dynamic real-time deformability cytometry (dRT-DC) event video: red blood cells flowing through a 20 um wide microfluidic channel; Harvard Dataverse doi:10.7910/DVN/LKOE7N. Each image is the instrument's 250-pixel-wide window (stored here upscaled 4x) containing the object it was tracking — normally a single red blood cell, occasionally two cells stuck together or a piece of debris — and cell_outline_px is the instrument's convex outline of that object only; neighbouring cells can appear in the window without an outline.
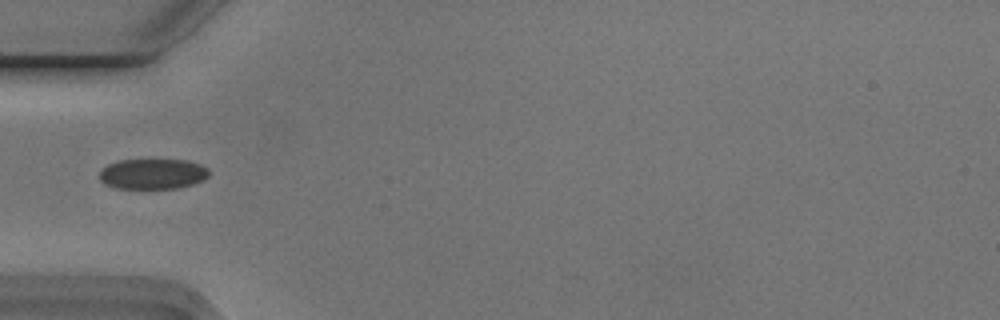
{"species": "Egyptian fruit bat (a non-hibernating species)", "species_latin": "Rousettus aegyptiacus", "temperature_condition": "cold", "stored_images_in_passage": 8, "camera_frame_rate_fps": 3000, "um_per_image_px": 0.085, "animal": {"sex": "male"}, "frame": {"image": 1, "passage_image": 5, "time_ms": 1.333, "image_size_px": [1000, 320], "cell_outline_px": [[208, 176], [204, 180], [180, 188], [116, 188], [104, 184], [100, 180], [100, 172], [108, 164], [120, 160], [188, 160], [200, 164], [208, 168]], "centroid_in_image_um": [13.0, 14.78], "position_along_channel_um": 72.0, "area_um2": 19.36}}
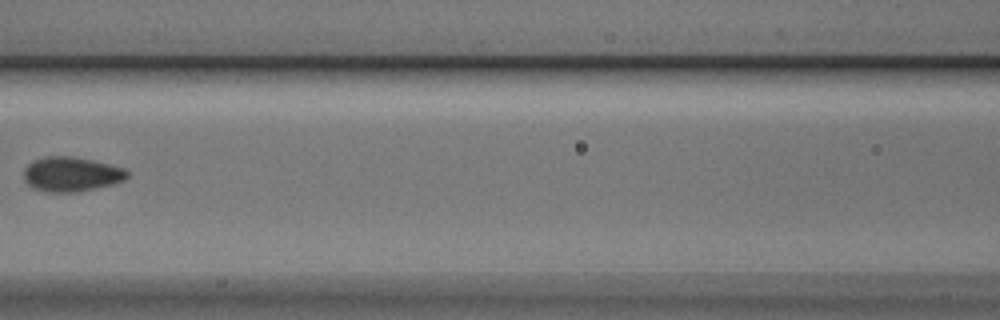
{"frame": {"image": 2, "passage_image": 7, "time_ms": 2.0, "image_size_px": [1000, 320], "cell_outline_px": [[128, 176], [124, 180], [112, 184], [96, 188], [76, 192], [44, 192], [32, 188], [24, 180], [24, 168], [32, 160], [44, 156], [72, 156], [92, 160], [124, 168], [128, 172]], "centroid_in_image_um": [6.02, 14.81], "position_along_channel_um": 160.6, "area_um2": 20.98}}
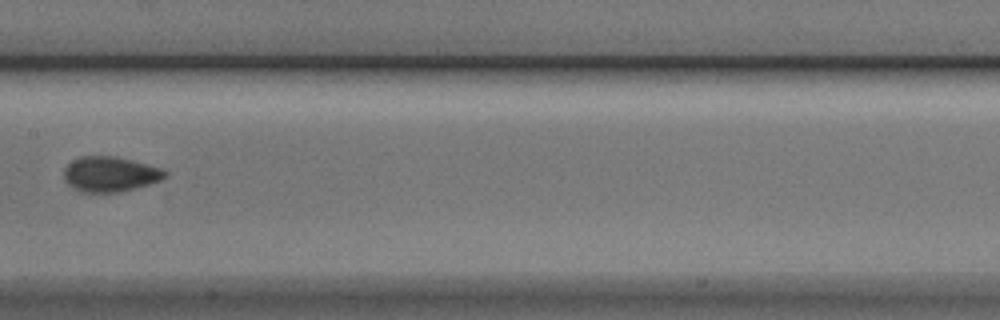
{"frame": {"image": 3, "passage_image": 8, "time_ms": 2.333, "image_size_px": [1000, 320], "cell_outline_px": [[168, 176], [160, 180], [148, 184], [120, 192], [80, 192], [72, 188], [64, 180], [64, 168], [72, 160], [80, 156], [116, 156], [132, 160], [160, 168], [168, 172]], "centroid_in_image_um": [9.33, 14.8], "position_along_channel_um": 198.1, "area_um2": 20.75}}